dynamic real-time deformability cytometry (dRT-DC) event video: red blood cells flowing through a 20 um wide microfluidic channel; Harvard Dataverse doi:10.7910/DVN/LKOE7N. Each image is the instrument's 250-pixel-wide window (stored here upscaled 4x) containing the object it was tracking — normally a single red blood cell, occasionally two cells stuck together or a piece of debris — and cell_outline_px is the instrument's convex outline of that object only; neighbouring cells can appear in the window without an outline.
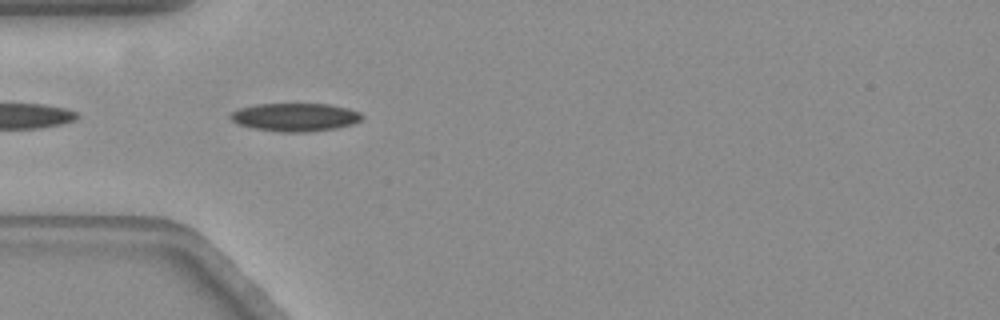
{"species": "common noctule bat (a hibernating species)", "species_latin": "Nyctalus noctula", "temperature_condition": "warm", "stored_images_in_passage": 15, "camera_frame_rate_fps": 3000, "um_per_image_px": 0.085, "animal": {"sex": "female", "body_mass_g": 19.3, "forearm_length_mm": 54.1}, "frame": {"image": 1, "passage_image": 1, "time_ms": 0.0, "image_size_px": [1000, 320], "cell_outline_px": [[364, 116], [360, 120], [352, 124], [332, 128], [308, 132], [280, 132], [252, 128], [236, 124], [228, 116], [232, 112], [240, 108], [256, 104], [328, 104], [348, 108], [360, 112]], "centroid_in_image_um": [25.05, 9.96], "position_along_channel_um": 59.9, "area_um2": 21.56}}